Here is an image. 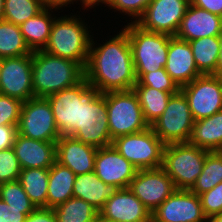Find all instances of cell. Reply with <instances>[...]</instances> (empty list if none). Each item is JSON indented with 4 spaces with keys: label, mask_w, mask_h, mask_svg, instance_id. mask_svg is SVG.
<instances>
[{
    "label": "cell",
    "mask_w": 222,
    "mask_h": 222,
    "mask_svg": "<svg viewBox=\"0 0 222 222\" xmlns=\"http://www.w3.org/2000/svg\"><path fill=\"white\" fill-rule=\"evenodd\" d=\"M76 174L68 167L55 162L49 168L46 208L54 209L73 197Z\"/></svg>",
    "instance_id": "484cf974"
},
{
    "label": "cell",
    "mask_w": 222,
    "mask_h": 222,
    "mask_svg": "<svg viewBox=\"0 0 222 222\" xmlns=\"http://www.w3.org/2000/svg\"><path fill=\"white\" fill-rule=\"evenodd\" d=\"M220 182H222V151L208 152L202 172L190 191L199 196Z\"/></svg>",
    "instance_id": "4dcf8cb0"
},
{
    "label": "cell",
    "mask_w": 222,
    "mask_h": 222,
    "mask_svg": "<svg viewBox=\"0 0 222 222\" xmlns=\"http://www.w3.org/2000/svg\"><path fill=\"white\" fill-rule=\"evenodd\" d=\"M218 37H219V42H220L219 57H218L217 65H216V70L212 75L222 78V33Z\"/></svg>",
    "instance_id": "bcb514c9"
},
{
    "label": "cell",
    "mask_w": 222,
    "mask_h": 222,
    "mask_svg": "<svg viewBox=\"0 0 222 222\" xmlns=\"http://www.w3.org/2000/svg\"><path fill=\"white\" fill-rule=\"evenodd\" d=\"M135 76L137 82L134 86H149L171 94H176L180 90L171 76L165 71V68L149 73H135Z\"/></svg>",
    "instance_id": "e575fe53"
},
{
    "label": "cell",
    "mask_w": 222,
    "mask_h": 222,
    "mask_svg": "<svg viewBox=\"0 0 222 222\" xmlns=\"http://www.w3.org/2000/svg\"><path fill=\"white\" fill-rule=\"evenodd\" d=\"M137 170L112 144L97 149L94 172L105 184L117 189L129 188Z\"/></svg>",
    "instance_id": "e0dca14e"
},
{
    "label": "cell",
    "mask_w": 222,
    "mask_h": 222,
    "mask_svg": "<svg viewBox=\"0 0 222 222\" xmlns=\"http://www.w3.org/2000/svg\"><path fill=\"white\" fill-rule=\"evenodd\" d=\"M117 188L105 184L97 174L92 171L76 175L73 184V197L83 199L100 211L105 202L116 192Z\"/></svg>",
    "instance_id": "cb8c5ba5"
},
{
    "label": "cell",
    "mask_w": 222,
    "mask_h": 222,
    "mask_svg": "<svg viewBox=\"0 0 222 222\" xmlns=\"http://www.w3.org/2000/svg\"><path fill=\"white\" fill-rule=\"evenodd\" d=\"M72 137L97 149L112 144L105 93L92 89L82 99L80 128Z\"/></svg>",
    "instance_id": "52a82bcc"
},
{
    "label": "cell",
    "mask_w": 222,
    "mask_h": 222,
    "mask_svg": "<svg viewBox=\"0 0 222 222\" xmlns=\"http://www.w3.org/2000/svg\"><path fill=\"white\" fill-rule=\"evenodd\" d=\"M43 0H4V18L17 26L45 8Z\"/></svg>",
    "instance_id": "d6a6232c"
},
{
    "label": "cell",
    "mask_w": 222,
    "mask_h": 222,
    "mask_svg": "<svg viewBox=\"0 0 222 222\" xmlns=\"http://www.w3.org/2000/svg\"><path fill=\"white\" fill-rule=\"evenodd\" d=\"M129 189L152 213L176 187L172 178L160 167L137 170Z\"/></svg>",
    "instance_id": "5bb4252c"
},
{
    "label": "cell",
    "mask_w": 222,
    "mask_h": 222,
    "mask_svg": "<svg viewBox=\"0 0 222 222\" xmlns=\"http://www.w3.org/2000/svg\"><path fill=\"white\" fill-rule=\"evenodd\" d=\"M198 71L203 74H213L219 57V37H203L188 41Z\"/></svg>",
    "instance_id": "f1b7e54d"
},
{
    "label": "cell",
    "mask_w": 222,
    "mask_h": 222,
    "mask_svg": "<svg viewBox=\"0 0 222 222\" xmlns=\"http://www.w3.org/2000/svg\"><path fill=\"white\" fill-rule=\"evenodd\" d=\"M27 215L23 209L10 207L4 200L0 199V222H25Z\"/></svg>",
    "instance_id": "ab89813d"
},
{
    "label": "cell",
    "mask_w": 222,
    "mask_h": 222,
    "mask_svg": "<svg viewBox=\"0 0 222 222\" xmlns=\"http://www.w3.org/2000/svg\"><path fill=\"white\" fill-rule=\"evenodd\" d=\"M189 4L188 0H152L136 24L150 32L175 36Z\"/></svg>",
    "instance_id": "4fadbf2b"
},
{
    "label": "cell",
    "mask_w": 222,
    "mask_h": 222,
    "mask_svg": "<svg viewBox=\"0 0 222 222\" xmlns=\"http://www.w3.org/2000/svg\"><path fill=\"white\" fill-rule=\"evenodd\" d=\"M85 78L77 62L47 53L32 52V86L34 97H44L73 87Z\"/></svg>",
    "instance_id": "7a4b0ae2"
},
{
    "label": "cell",
    "mask_w": 222,
    "mask_h": 222,
    "mask_svg": "<svg viewBox=\"0 0 222 222\" xmlns=\"http://www.w3.org/2000/svg\"><path fill=\"white\" fill-rule=\"evenodd\" d=\"M17 133L15 125H0V150L13 147Z\"/></svg>",
    "instance_id": "b9f144b4"
},
{
    "label": "cell",
    "mask_w": 222,
    "mask_h": 222,
    "mask_svg": "<svg viewBox=\"0 0 222 222\" xmlns=\"http://www.w3.org/2000/svg\"><path fill=\"white\" fill-rule=\"evenodd\" d=\"M207 222H222V214H217L215 216L208 218Z\"/></svg>",
    "instance_id": "c3c4849f"
},
{
    "label": "cell",
    "mask_w": 222,
    "mask_h": 222,
    "mask_svg": "<svg viewBox=\"0 0 222 222\" xmlns=\"http://www.w3.org/2000/svg\"><path fill=\"white\" fill-rule=\"evenodd\" d=\"M29 54L32 52L25 43L20 26L0 20V56L10 58Z\"/></svg>",
    "instance_id": "f546056e"
},
{
    "label": "cell",
    "mask_w": 222,
    "mask_h": 222,
    "mask_svg": "<svg viewBox=\"0 0 222 222\" xmlns=\"http://www.w3.org/2000/svg\"><path fill=\"white\" fill-rule=\"evenodd\" d=\"M180 90L188 100L194 121L222 111V78L203 74Z\"/></svg>",
    "instance_id": "7c38bea8"
},
{
    "label": "cell",
    "mask_w": 222,
    "mask_h": 222,
    "mask_svg": "<svg viewBox=\"0 0 222 222\" xmlns=\"http://www.w3.org/2000/svg\"><path fill=\"white\" fill-rule=\"evenodd\" d=\"M21 170L13 147L0 150V183L19 180Z\"/></svg>",
    "instance_id": "d590c367"
},
{
    "label": "cell",
    "mask_w": 222,
    "mask_h": 222,
    "mask_svg": "<svg viewBox=\"0 0 222 222\" xmlns=\"http://www.w3.org/2000/svg\"><path fill=\"white\" fill-rule=\"evenodd\" d=\"M152 0H111L108 7L115 9L114 12L120 11L124 15L131 17V22L136 23L137 20L143 15L146 7Z\"/></svg>",
    "instance_id": "74e56055"
},
{
    "label": "cell",
    "mask_w": 222,
    "mask_h": 222,
    "mask_svg": "<svg viewBox=\"0 0 222 222\" xmlns=\"http://www.w3.org/2000/svg\"><path fill=\"white\" fill-rule=\"evenodd\" d=\"M114 222H148L152 213L129 188H120L105 202L99 211Z\"/></svg>",
    "instance_id": "ac0fdd59"
},
{
    "label": "cell",
    "mask_w": 222,
    "mask_h": 222,
    "mask_svg": "<svg viewBox=\"0 0 222 222\" xmlns=\"http://www.w3.org/2000/svg\"><path fill=\"white\" fill-rule=\"evenodd\" d=\"M111 139L148 129L137 94L133 89L105 93Z\"/></svg>",
    "instance_id": "8992f818"
},
{
    "label": "cell",
    "mask_w": 222,
    "mask_h": 222,
    "mask_svg": "<svg viewBox=\"0 0 222 222\" xmlns=\"http://www.w3.org/2000/svg\"><path fill=\"white\" fill-rule=\"evenodd\" d=\"M194 122L188 100L179 90L170 97L163 114L150 127L165 145L187 143Z\"/></svg>",
    "instance_id": "9c48e42d"
},
{
    "label": "cell",
    "mask_w": 222,
    "mask_h": 222,
    "mask_svg": "<svg viewBox=\"0 0 222 222\" xmlns=\"http://www.w3.org/2000/svg\"><path fill=\"white\" fill-rule=\"evenodd\" d=\"M109 37V41L107 39L101 45L92 36L85 79L94 90L103 94L131 90L137 79L128 34L122 28L114 37Z\"/></svg>",
    "instance_id": "6da1fadb"
},
{
    "label": "cell",
    "mask_w": 222,
    "mask_h": 222,
    "mask_svg": "<svg viewBox=\"0 0 222 222\" xmlns=\"http://www.w3.org/2000/svg\"><path fill=\"white\" fill-rule=\"evenodd\" d=\"M53 10L58 12L61 9L46 6L36 16L29 18L20 25L25 43L31 52L44 50L47 45L52 24L57 17L54 15Z\"/></svg>",
    "instance_id": "603a6c76"
},
{
    "label": "cell",
    "mask_w": 222,
    "mask_h": 222,
    "mask_svg": "<svg viewBox=\"0 0 222 222\" xmlns=\"http://www.w3.org/2000/svg\"><path fill=\"white\" fill-rule=\"evenodd\" d=\"M113 147L139 169H156L162 166L165 144L149 127L146 130L120 136L112 140Z\"/></svg>",
    "instance_id": "ba28073f"
},
{
    "label": "cell",
    "mask_w": 222,
    "mask_h": 222,
    "mask_svg": "<svg viewBox=\"0 0 222 222\" xmlns=\"http://www.w3.org/2000/svg\"><path fill=\"white\" fill-rule=\"evenodd\" d=\"M3 59L4 58L0 56V68H1V64H2Z\"/></svg>",
    "instance_id": "816d5d0a"
},
{
    "label": "cell",
    "mask_w": 222,
    "mask_h": 222,
    "mask_svg": "<svg viewBox=\"0 0 222 222\" xmlns=\"http://www.w3.org/2000/svg\"><path fill=\"white\" fill-rule=\"evenodd\" d=\"M79 0H43L45 6L49 7H56V8H63V7H70L71 3L74 4L75 2L77 3Z\"/></svg>",
    "instance_id": "ee69618b"
},
{
    "label": "cell",
    "mask_w": 222,
    "mask_h": 222,
    "mask_svg": "<svg viewBox=\"0 0 222 222\" xmlns=\"http://www.w3.org/2000/svg\"><path fill=\"white\" fill-rule=\"evenodd\" d=\"M222 33V17L194 6L191 2L181 20L175 37L184 41L211 36Z\"/></svg>",
    "instance_id": "ffe728a7"
},
{
    "label": "cell",
    "mask_w": 222,
    "mask_h": 222,
    "mask_svg": "<svg viewBox=\"0 0 222 222\" xmlns=\"http://www.w3.org/2000/svg\"><path fill=\"white\" fill-rule=\"evenodd\" d=\"M0 94L22 102L34 97L32 54L3 59L0 68Z\"/></svg>",
    "instance_id": "9a60e30c"
},
{
    "label": "cell",
    "mask_w": 222,
    "mask_h": 222,
    "mask_svg": "<svg viewBox=\"0 0 222 222\" xmlns=\"http://www.w3.org/2000/svg\"><path fill=\"white\" fill-rule=\"evenodd\" d=\"M82 19L77 13L56 17L44 51L75 61L85 69L93 35L91 30H88V27L91 28L90 25Z\"/></svg>",
    "instance_id": "3957f363"
},
{
    "label": "cell",
    "mask_w": 222,
    "mask_h": 222,
    "mask_svg": "<svg viewBox=\"0 0 222 222\" xmlns=\"http://www.w3.org/2000/svg\"><path fill=\"white\" fill-rule=\"evenodd\" d=\"M0 199L10 207L23 209V213L27 216L37 208L29 199L19 180L0 183Z\"/></svg>",
    "instance_id": "836d02e7"
},
{
    "label": "cell",
    "mask_w": 222,
    "mask_h": 222,
    "mask_svg": "<svg viewBox=\"0 0 222 222\" xmlns=\"http://www.w3.org/2000/svg\"><path fill=\"white\" fill-rule=\"evenodd\" d=\"M58 222H93L99 214L87 201L72 197L54 208Z\"/></svg>",
    "instance_id": "1f68e13d"
},
{
    "label": "cell",
    "mask_w": 222,
    "mask_h": 222,
    "mask_svg": "<svg viewBox=\"0 0 222 222\" xmlns=\"http://www.w3.org/2000/svg\"><path fill=\"white\" fill-rule=\"evenodd\" d=\"M162 222H207L200 197L190 190L176 189L153 212Z\"/></svg>",
    "instance_id": "2e32d148"
},
{
    "label": "cell",
    "mask_w": 222,
    "mask_h": 222,
    "mask_svg": "<svg viewBox=\"0 0 222 222\" xmlns=\"http://www.w3.org/2000/svg\"><path fill=\"white\" fill-rule=\"evenodd\" d=\"M4 18V0H0V20Z\"/></svg>",
    "instance_id": "681fc988"
},
{
    "label": "cell",
    "mask_w": 222,
    "mask_h": 222,
    "mask_svg": "<svg viewBox=\"0 0 222 222\" xmlns=\"http://www.w3.org/2000/svg\"><path fill=\"white\" fill-rule=\"evenodd\" d=\"M202 209L207 218L222 214V182L199 195Z\"/></svg>",
    "instance_id": "f35d334b"
},
{
    "label": "cell",
    "mask_w": 222,
    "mask_h": 222,
    "mask_svg": "<svg viewBox=\"0 0 222 222\" xmlns=\"http://www.w3.org/2000/svg\"><path fill=\"white\" fill-rule=\"evenodd\" d=\"M123 29L128 34L135 73L166 66L170 35L144 30L134 22H128Z\"/></svg>",
    "instance_id": "277c9868"
},
{
    "label": "cell",
    "mask_w": 222,
    "mask_h": 222,
    "mask_svg": "<svg viewBox=\"0 0 222 222\" xmlns=\"http://www.w3.org/2000/svg\"><path fill=\"white\" fill-rule=\"evenodd\" d=\"M97 148L73 138L61 136L56 141V162L76 175L94 171Z\"/></svg>",
    "instance_id": "44dd1931"
},
{
    "label": "cell",
    "mask_w": 222,
    "mask_h": 222,
    "mask_svg": "<svg viewBox=\"0 0 222 222\" xmlns=\"http://www.w3.org/2000/svg\"><path fill=\"white\" fill-rule=\"evenodd\" d=\"M84 78L77 85L47 96L61 136H72L80 128L82 99L92 90Z\"/></svg>",
    "instance_id": "8fae6325"
},
{
    "label": "cell",
    "mask_w": 222,
    "mask_h": 222,
    "mask_svg": "<svg viewBox=\"0 0 222 222\" xmlns=\"http://www.w3.org/2000/svg\"><path fill=\"white\" fill-rule=\"evenodd\" d=\"M164 68L179 88L202 75L196 67L189 42L175 36L169 39L167 63Z\"/></svg>",
    "instance_id": "d6986e66"
},
{
    "label": "cell",
    "mask_w": 222,
    "mask_h": 222,
    "mask_svg": "<svg viewBox=\"0 0 222 222\" xmlns=\"http://www.w3.org/2000/svg\"><path fill=\"white\" fill-rule=\"evenodd\" d=\"M13 149L21 169H49L56 162V142L38 141L17 133Z\"/></svg>",
    "instance_id": "7402d4cb"
},
{
    "label": "cell",
    "mask_w": 222,
    "mask_h": 222,
    "mask_svg": "<svg viewBox=\"0 0 222 222\" xmlns=\"http://www.w3.org/2000/svg\"><path fill=\"white\" fill-rule=\"evenodd\" d=\"M194 6L222 17V0H192Z\"/></svg>",
    "instance_id": "7bdbcfd3"
},
{
    "label": "cell",
    "mask_w": 222,
    "mask_h": 222,
    "mask_svg": "<svg viewBox=\"0 0 222 222\" xmlns=\"http://www.w3.org/2000/svg\"><path fill=\"white\" fill-rule=\"evenodd\" d=\"M49 169H22L19 176L24 191L36 207H45L47 200Z\"/></svg>",
    "instance_id": "4316f807"
},
{
    "label": "cell",
    "mask_w": 222,
    "mask_h": 222,
    "mask_svg": "<svg viewBox=\"0 0 222 222\" xmlns=\"http://www.w3.org/2000/svg\"><path fill=\"white\" fill-rule=\"evenodd\" d=\"M82 4V10L85 11H88V9L90 8H95L96 6H99L100 3H101V6L102 4L105 5V6H108V4L110 3L111 0H79ZM96 5V6H95Z\"/></svg>",
    "instance_id": "f6af8a7d"
},
{
    "label": "cell",
    "mask_w": 222,
    "mask_h": 222,
    "mask_svg": "<svg viewBox=\"0 0 222 222\" xmlns=\"http://www.w3.org/2000/svg\"><path fill=\"white\" fill-rule=\"evenodd\" d=\"M146 122L151 126L164 112L170 97L166 91L157 90L149 86H134Z\"/></svg>",
    "instance_id": "83f0119b"
},
{
    "label": "cell",
    "mask_w": 222,
    "mask_h": 222,
    "mask_svg": "<svg viewBox=\"0 0 222 222\" xmlns=\"http://www.w3.org/2000/svg\"><path fill=\"white\" fill-rule=\"evenodd\" d=\"M25 222H58L54 209L37 207L31 212Z\"/></svg>",
    "instance_id": "60d3db41"
},
{
    "label": "cell",
    "mask_w": 222,
    "mask_h": 222,
    "mask_svg": "<svg viewBox=\"0 0 222 222\" xmlns=\"http://www.w3.org/2000/svg\"><path fill=\"white\" fill-rule=\"evenodd\" d=\"M22 104L20 99L0 94V125L18 127Z\"/></svg>",
    "instance_id": "8d00e7d4"
},
{
    "label": "cell",
    "mask_w": 222,
    "mask_h": 222,
    "mask_svg": "<svg viewBox=\"0 0 222 222\" xmlns=\"http://www.w3.org/2000/svg\"><path fill=\"white\" fill-rule=\"evenodd\" d=\"M93 222H114V221L109 220V219H107V218H104L101 214H98V215L94 218Z\"/></svg>",
    "instance_id": "7dc6e473"
},
{
    "label": "cell",
    "mask_w": 222,
    "mask_h": 222,
    "mask_svg": "<svg viewBox=\"0 0 222 222\" xmlns=\"http://www.w3.org/2000/svg\"><path fill=\"white\" fill-rule=\"evenodd\" d=\"M188 143L209 152L222 151V111L195 121Z\"/></svg>",
    "instance_id": "d4e9b609"
},
{
    "label": "cell",
    "mask_w": 222,
    "mask_h": 222,
    "mask_svg": "<svg viewBox=\"0 0 222 222\" xmlns=\"http://www.w3.org/2000/svg\"><path fill=\"white\" fill-rule=\"evenodd\" d=\"M17 131L24 137L45 142H56L61 137L47 98L33 97L23 102Z\"/></svg>",
    "instance_id": "30bf717a"
},
{
    "label": "cell",
    "mask_w": 222,
    "mask_h": 222,
    "mask_svg": "<svg viewBox=\"0 0 222 222\" xmlns=\"http://www.w3.org/2000/svg\"><path fill=\"white\" fill-rule=\"evenodd\" d=\"M208 152L188 142L167 144L161 168L172 178L176 189L190 190L202 172Z\"/></svg>",
    "instance_id": "5b68a950"
},
{
    "label": "cell",
    "mask_w": 222,
    "mask_h": 222,
    "mask_svg": "<svg viewBox=\"0 0 222 222\" xmlns=\"http://www.w3.org/2000/svg\"><path fill=\"white\" fill-rule=\"evenodd\" d=\"M148 222H162V221H158L153 216H151L150 219L148 220Z\"/></svg>",
    "instance_id": "f907efd6"
}]
</instances>
